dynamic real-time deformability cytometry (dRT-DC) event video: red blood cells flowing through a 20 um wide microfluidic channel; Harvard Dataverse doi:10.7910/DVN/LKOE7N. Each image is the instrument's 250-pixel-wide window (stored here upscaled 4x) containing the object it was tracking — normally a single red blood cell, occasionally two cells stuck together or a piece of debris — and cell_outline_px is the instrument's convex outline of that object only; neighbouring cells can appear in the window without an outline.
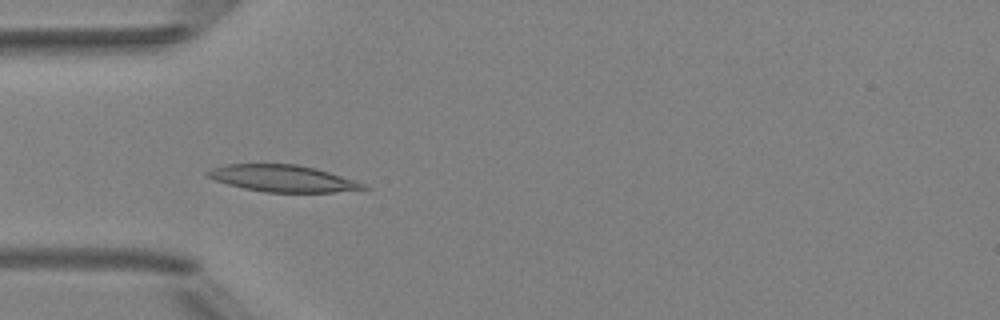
{"species": "Egyptian fruit bat (a non-hibernating species)", "species_latin": "Rousettus aegyptiacus", "temperature_condition": "room temperature", "stored_images_in_passage": 7, "camera_frame_rate_fps": 3000, "um_per_image_px": 0.085, "animal": {"sex": "female"}, "frame": {"image": 1, "passage_image": 5, "time_ms": 5.333, "image_size_px": [1000, 320], "cell_outline_px": [[368, 188], [332, 192], [264, 192], [244, 188], [228, 184], [216, 180], [208, 176], [204, 172], [212, 168], [224, 164], [300, 164], [316, 168], [356, 180], [364, 184]], "centroid_in_image_um": [24.02, 15.15], "position_along_channel_um": 61.0, "area_um2": 24.16}}
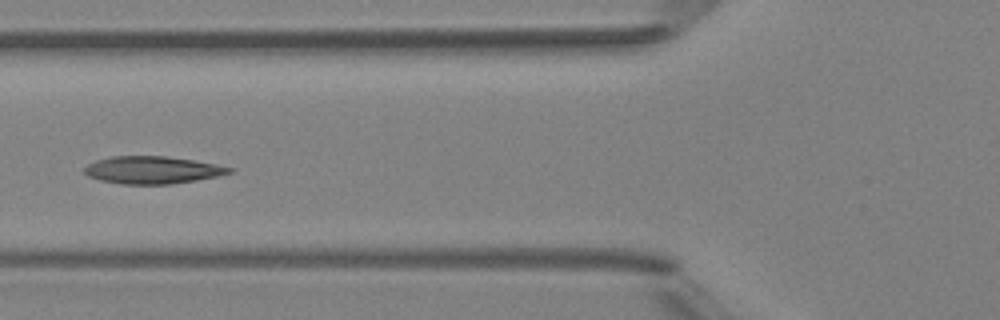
{"frame": {"image": 2, "passage_image": 6, "time_ms": 6.667, "image_size_px": [1000, 320], "cell_outline_px": [[232, 172], [216, 176], [196, 180], [172, 184], [120, 184], [100, 180], [88, 176], [84, 172], [84, 168], [88, 164], [96, 160], [112, 156], [164, 156], [192, 160], [232, 168]], "centroid_in_image_um": [12.89, 14.45], "position_along_channel_um": 112.9, "area_um2": 22.89}}
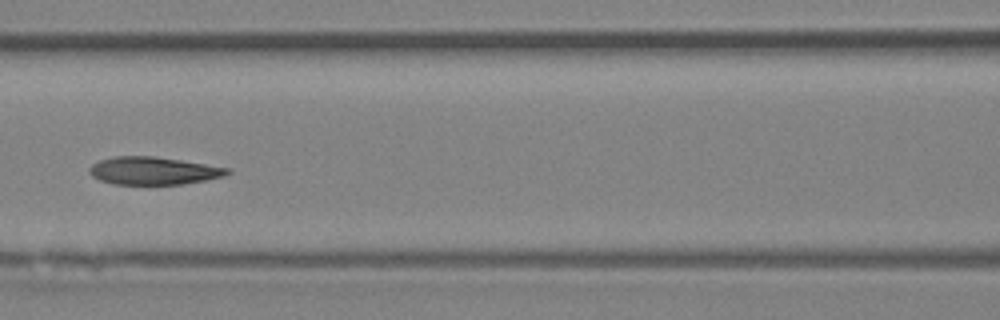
{"frame": {"image": 3, "passage_image": 7, "time_ms": 7.667, "image_size_px": [1000, 320], "cell_outline_px": [[232, 172], [224, 176], [204, 180], [180, 184], [112, 184], [100, 180], [92, 176], [88, 172], [88, 168], [92, 164], [100, 160], [112, 156], [152, 156], [180, 160], [228, 168]], "centroid_in_image_um": [12.98, 14.51], "position_along_channel_um": 153.6, "area_um2": 22.14}}